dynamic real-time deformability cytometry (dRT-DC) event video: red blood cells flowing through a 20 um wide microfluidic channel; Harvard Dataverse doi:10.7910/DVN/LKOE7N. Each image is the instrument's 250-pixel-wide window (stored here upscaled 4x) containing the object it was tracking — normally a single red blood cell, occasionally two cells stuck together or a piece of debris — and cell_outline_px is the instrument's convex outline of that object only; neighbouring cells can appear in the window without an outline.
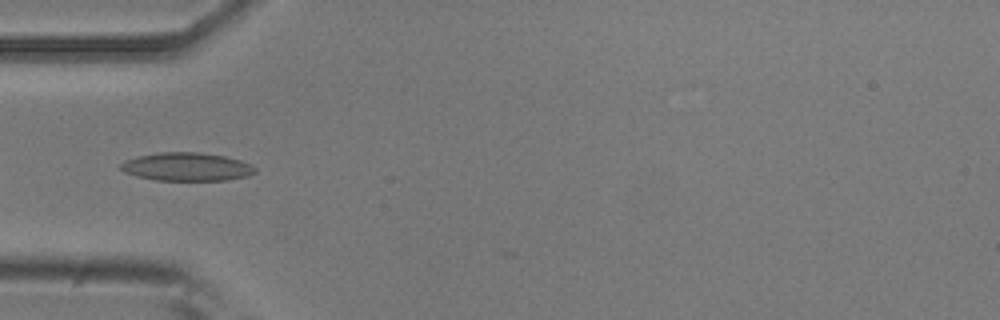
{"species": "common noctule bat (a hibernating species)", "species_latin": "Nyctalus noctula", "temperature_condition": "room temperature", "stored_images_in_passage": 4, "camera_frame_rate_fps": 3000, "um_per_image_px": 0.085, "animal": {"sex": "male", "body_mass_g": 20.5, "forearm_length_mm": 52.5}, "frame": {"image": 1, "passage_image": 4, "time_ms": 1.0, "image_size_px": [1000, 320], "cell_outline_px": [[256, 172], [248, 176], [228, 180], [156, 180], [136, 176], [124, 172], [120, 168], [120, 164], [124, 160], [140, 156], [160, 152], [200, 152], [224, 156], [240, 160], [252, 164], [256, 168]], "centroid_in_image_um": [15.89, 14.17], "position_along_channel_um": 69.1, "area_um2": 22.2}}